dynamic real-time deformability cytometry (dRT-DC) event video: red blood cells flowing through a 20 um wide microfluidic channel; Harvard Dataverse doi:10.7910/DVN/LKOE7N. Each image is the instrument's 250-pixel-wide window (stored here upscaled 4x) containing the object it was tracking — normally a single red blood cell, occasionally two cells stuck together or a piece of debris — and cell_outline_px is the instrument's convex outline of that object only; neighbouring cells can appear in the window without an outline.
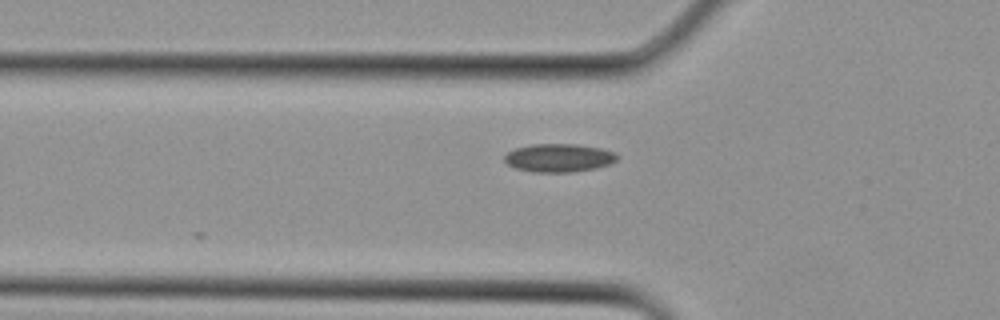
{"species": "Egyptian fruit bat (a non-hibernating species)", "species_latin": "Rousettus aegyptiacus", "temperature_condition": "cold", "stored_images_in_passage": 9, "camera_frame_rate_fps": 3000, "um_per_image_px": 0.085, "animal": {"sex": "female"}, "frame": {"image": 1, "passage_image": 5, "time_ms": 1.333, "image_size_px": [1000, 320], "cell_outline_px": [[616, 160], [608, 164], [596, 168], [568, 172], [532, 172], [516, 168], [508, 164], [504, 160], [504, 156], [508, 152], [516, 148], [532, 144], [576, 144], [600, 148], [612, 152], [616, 156]], "centroid_in_image_um": [47.45, 13.41], "position_along_channel_um": 78.3, "area_um2": 18.26}}
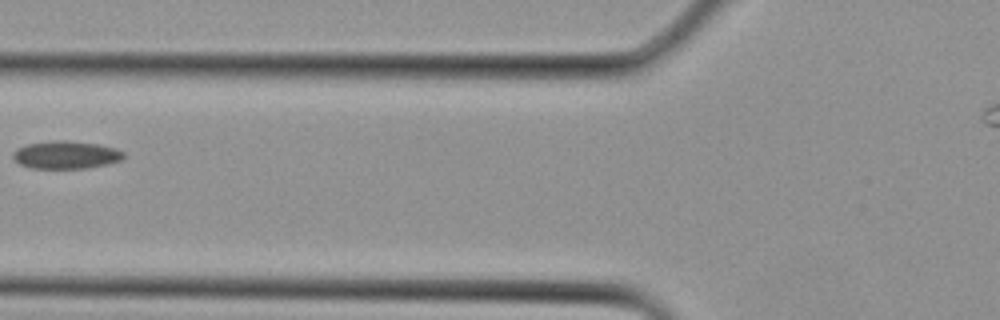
{"frame": {"image": 2, "passage_image": 7, "time_ms": 2.0, "image_size_px": [1000, 320], "cell_outline_px": [[124, 156], [120, 160], [108, 164], [88, 168], [32, 168], [20, 164], [12, 156], [12, 152], [16, 148], [28, 144], [56, 140], [64, 140], [96, 144], [116, 148], [124, 152]], "centroid_in_image_um": [5.6, 13.16], "position_along_channel_um": 120.2, "area_um2": 17.8}}
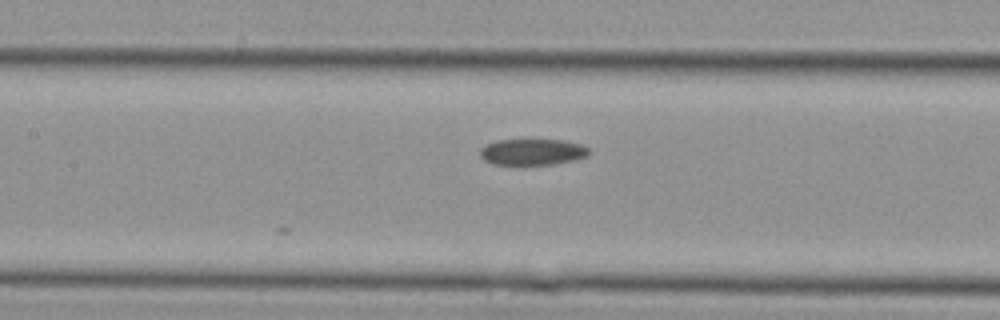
{"frame": {"image": 3, "passage_image": 9, "time_ms": 2.667, "image_size_px": [1000, 320], "cell_outline_px": [[588, 156], [576, 160], [552, 164], [520, 168], [516, 168], [492, 164], [484, 160], [480, 156], [480, 148], [496, 140], [564, 140], [580, 144], [588, 148]], "centroid_in_image_um": [45.2, 12.97], "position_along_channel_um": 162.2, "area_um2": 17.46}}